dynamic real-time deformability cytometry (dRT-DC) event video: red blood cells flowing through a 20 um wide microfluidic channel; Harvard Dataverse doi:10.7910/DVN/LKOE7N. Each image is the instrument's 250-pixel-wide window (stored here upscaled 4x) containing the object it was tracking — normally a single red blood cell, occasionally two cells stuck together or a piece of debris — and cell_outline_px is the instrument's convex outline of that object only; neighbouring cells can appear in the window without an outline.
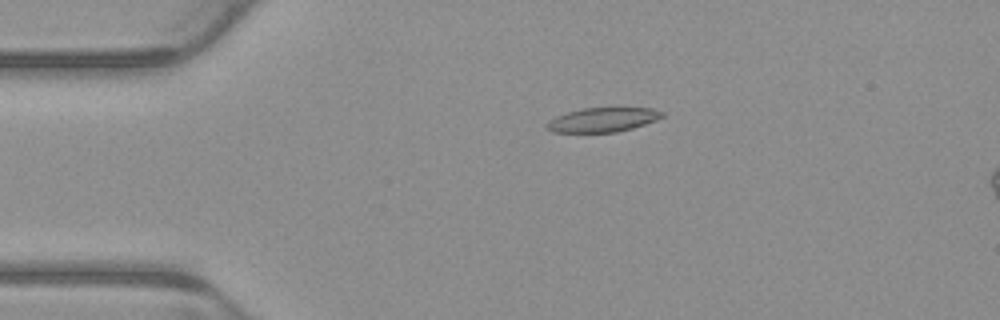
{"species": "common noctule bat (a hibernating species)", "species_latin": "Nyctalus noctula", "temperature_condition": "warm", "stored_images_in_passage": 4, "segment_of_instrument_passage": [1, 2], "camera_frame_rate_fps": 3000, "um_per_image_px": 0.085, "animal": {"sex": "male", "body_mass_g": 23.1, "forearm_length_mm": 52.7}, "frame": {"image": 1, "passage_image": 2, "time_ms": 0.333, "image_size_px": [1000, 320], "cell_outline_px": [[664, 116], [656, 120], [632, 128], [616, 132], [552, 132], [544, 128], [556, 116], [568, 112], [584, 108], [652, 108], [664, 112]], "centroid_in_image_um": [51.25, 10.18], "position_along_channel_um": 33.7, "area_um2": 16.13}}